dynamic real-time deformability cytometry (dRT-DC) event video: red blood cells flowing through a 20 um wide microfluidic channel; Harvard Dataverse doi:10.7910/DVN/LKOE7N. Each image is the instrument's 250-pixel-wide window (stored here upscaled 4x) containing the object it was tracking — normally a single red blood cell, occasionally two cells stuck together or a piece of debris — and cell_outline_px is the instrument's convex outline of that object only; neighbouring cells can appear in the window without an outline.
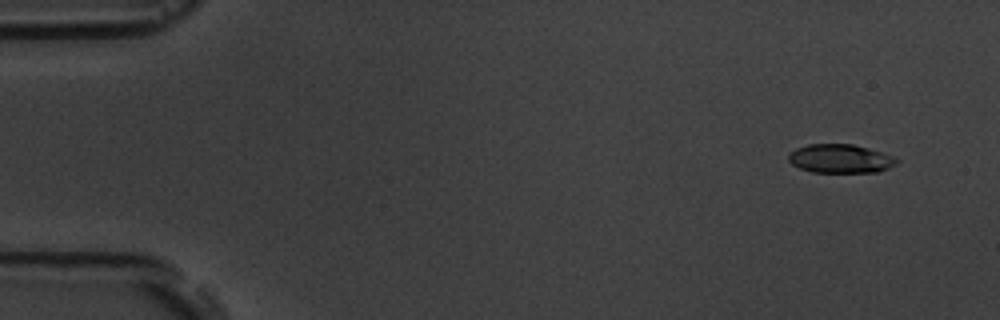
{"species": "common noctule bat (a hibernating species)", "species_latin": "Nyctalus noctula", "temperature_condition": "room temperature", "stored_images_in_passage": 5, "camera_frame_rate_fps": 3000, "um_per_image_px": 0.085, "animal": {"sex": "male", "body_mass_g": 19.5, "forearm_length_mm": 54.6}, "frame": {"image": 1, "passage_image": 2, "time_ms": 1.0, "image_size_px": [1000, 320], "cell_outline_px": [[900, 160], [896, 164], [888, 168], [876, 172], [812, 172], [800, 168], [792, 164], [788, 160], [788, 156], [796, 148], [808, 144], [852, 144], [868, 148], [892, 156]], "centroid_in_image_um": [71.42, 13.48], "position_along_channel_um": 13.6, "area_um2": 17.98}}
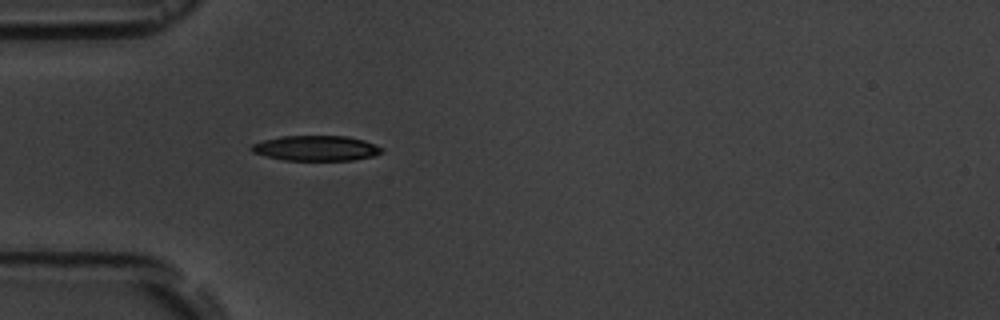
{"frame": {"image": 2, "passage_image": 5, "time_ms": 5.333, "image_size_px": [1000, 320], "cell_outline_px": [[384, 148], [380, 152], [372, 156], [352, 160], [284, 160], [264, 156], [252, 152], [248, 148], [252, 144], [264, 140], [280, 136], [348, 136], [364, 140]], "centroid_in_image_um": [26.82, 12.59], "position_along_channel_um": 58.2, "area_um2": 19.13}}